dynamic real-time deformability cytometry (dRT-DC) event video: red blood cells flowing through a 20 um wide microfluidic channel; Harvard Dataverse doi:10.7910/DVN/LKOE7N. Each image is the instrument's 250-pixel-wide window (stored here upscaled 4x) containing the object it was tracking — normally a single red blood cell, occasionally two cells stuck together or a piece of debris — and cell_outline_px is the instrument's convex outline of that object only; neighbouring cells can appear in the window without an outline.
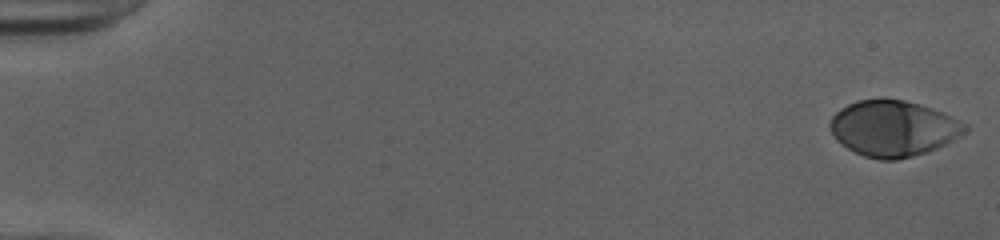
{"species": "human", "species_latin": "Homo sapiens", "temperature_condition": "cold", "stored_images_in_passage": 15, "camera_frame_rate_fps": 3000, "um_per_image_px": 0.085, "donor": {"sex": "female"}, "frame": {"image": 1, "passage_image": 1, "time_ms": 0.0, "image_size_px": [1000, 240], "cell_outline_px": [[968, 128], [964, 132], [952, 140], [936, 148], [912, 156], [896, 160], [880, 160], [864, 156], [848, 148], [836, 140], [828, 124], [832, 116], [840, 108], [856, 100], [884, 96], [904, 100], [932, 108], [944, 112], [968, 124]], "centroid_in_image_um": [75.9, 10.87], "position_along_channel_um": 9.1, "area_um2": 44.27}}